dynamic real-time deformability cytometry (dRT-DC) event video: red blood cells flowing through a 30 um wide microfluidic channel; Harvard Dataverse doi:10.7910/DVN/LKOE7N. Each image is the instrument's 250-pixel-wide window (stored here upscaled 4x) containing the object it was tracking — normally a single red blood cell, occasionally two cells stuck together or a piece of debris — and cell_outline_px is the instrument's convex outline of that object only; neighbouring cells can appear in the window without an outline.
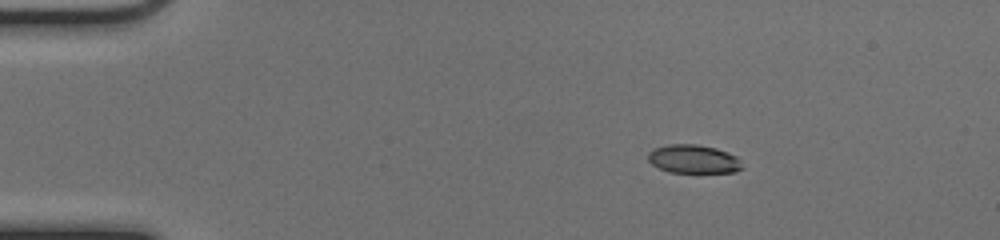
{"species": "common noctule bat (a hibernating species)", "species_latin": "Nyctalus noctula", "temperature_condition": "cold", "stored_images_in_passage": 44, "camera_frame_rate_fps": 3000, "um_per_image_px": 0.085, "animal": {"sex": "female", "body_mass_g": 17.0, "forearm_length_mm": 48.0}, "frame": {"image": 1, "passage_image": 1, "time_ms": 0.0, "image_size_px": [1000, 240], "cell_outline_px": [[744, 168], [736, 172], [668, 172], [652, 164], [648, 160], [648, 152], [652, 148], [668, 144], [696, 144], [716, 148], [728, 152], [736, 156], [740, 160]], "centroid_in_image_um": [58.95, 13.51], "position_along_channel_um": 26.1, "area_um2": 15.78}}
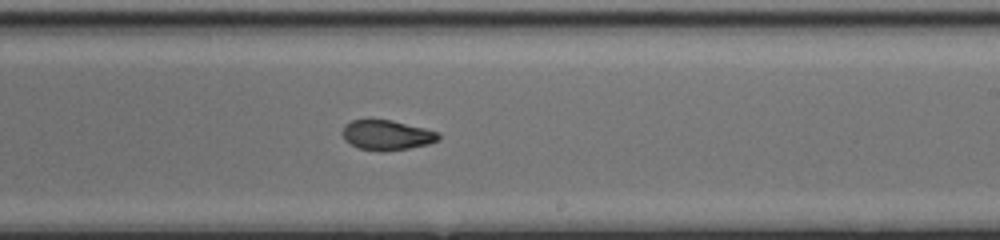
{"frame": {"image": 2, "passage_image": 24, "time_ms": 7.667, "image_size_px": [1000, 240], "cell_outline_px": [[440, 140], [428, 144], [408, 148], [380, 152], [360, 148], [344, 140], [340, 132], [344, 124], [352, 120], [368, 116], [392, 120], [440, 132]], "centroid_in_image_um": [32.82, 11.43], "position_along_channel_um": 256.2, "area_um2": 17.46}}
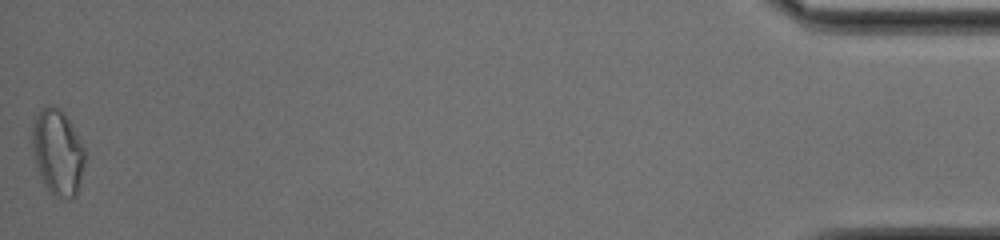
{"frame": {"image": 3, "passage_image": 44, "time_ms": 14.333, "image_size_px": [1000, 240], "cell_outline_px": [[88, 156], [80, 184], [76, 196], [56, 196], [48, 192], [44, 184], [36, 164], [32, 148], [32, 124], [36, 112], [48, 104], [60, 108], [76, 132]], "centroid_in_image_um": [4.91, 12.91], "position_along_channel_um": 430.3, "area_um2": 26.53}, "authors_computed_cell_mechanics": {"area_um2": 17.4556, "velocity_mm_per_s": 4.0343, "shape_relaxation_time_tau1_ms": null, "shape_relaxation_time_tau2_ms": 2.0279, "deformation_change_tau1": null, "deformation_change_tau2": 0.0504}}